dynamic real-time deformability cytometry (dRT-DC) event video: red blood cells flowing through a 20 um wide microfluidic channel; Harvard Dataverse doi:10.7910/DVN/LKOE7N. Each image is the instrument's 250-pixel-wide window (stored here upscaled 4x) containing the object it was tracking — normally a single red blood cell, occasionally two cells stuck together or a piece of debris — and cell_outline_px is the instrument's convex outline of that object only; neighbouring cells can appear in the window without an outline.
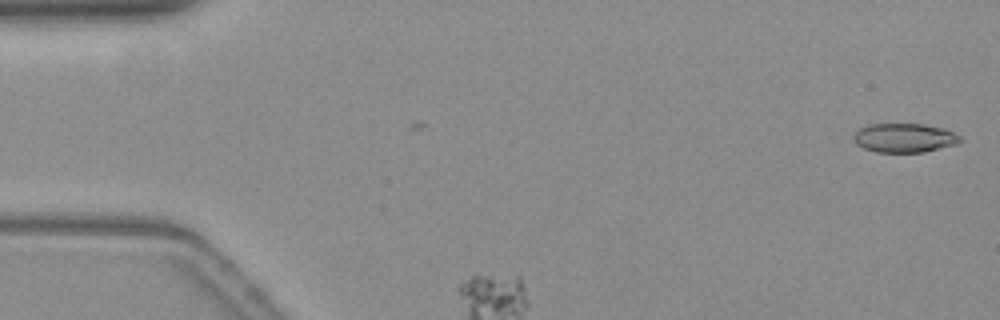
{"species": "common noctule bat (a hibernating species)", "species_latin": "Nyctalus noctula", "temperature_condition": "warm", "stored_images_in_passage": 6, "camera_frame_rate_fps": 3000, "um_per_image_px": 0.085, "animal": {"sex": "female", "body_mass_g": 19.3, "forearm_length_mm": 54.1}, "frame": {"image": 1, "passage_image": 2, "time_ms": 0.333, "image_size_px": [1000, 320], "cell_outline_px": [[960, 140], [956, 144], [924, 152], [876, 152], [864, 148], [856, 144], [852, 136], [860, 128], [868, 124], [924, 124], [940, 128], [952, 132], [960, 136]], "centroid_in_image_um": [76.82, 11.72], "position_along_channel_um": 8.2, "area_um2": 17.86}}